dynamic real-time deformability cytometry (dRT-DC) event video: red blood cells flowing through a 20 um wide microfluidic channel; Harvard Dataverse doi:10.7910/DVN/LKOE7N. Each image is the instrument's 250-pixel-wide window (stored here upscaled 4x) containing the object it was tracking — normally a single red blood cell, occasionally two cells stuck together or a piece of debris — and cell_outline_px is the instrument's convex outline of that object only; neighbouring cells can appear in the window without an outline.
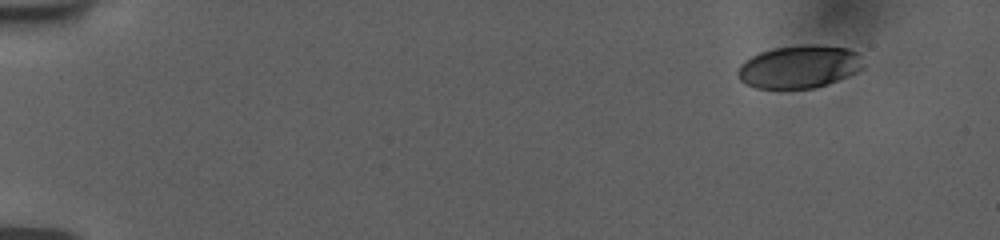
{"species": "human", "species_latin": "Homo sapiens", "temperature_condition": "room temperature", "stored_images_in_passage": 34, "camera_frame_rate_fps": 3000, "um_per_image_px": 0.085, "donor": {"sex": "female"}, "frame": {"image": 1, "passage_image": 1, "time_ms": 0.0, "image_size_px": [1000, 240], "cell_outline_px": [[864, 68], [848, 76], [828, 84], [812, 88], [756, 88], [740, 80], [736, 76], [736, 72], [740, 64], [744, 60], [760, 52], [772, 48], [844, 48], [856, 52]], "centroid_in_image_um": [67.85, 5.74], "position_along_channel_um": 17.1, "area_um2": 30.06}}
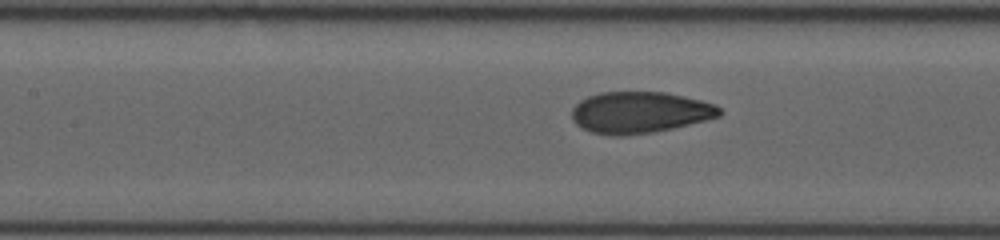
{"frame": {"image": 2, "passage_image": 19, "time_ms": 7.333, "image_size_px": [1000, 240], "cell_outline_px": [[724, 112], [720, 116], [672, 128], [652, 132], [620, 136], [612, 136], [592, 132], [576, 124], [572, 120], [572, 108], [580, 100], [588, 96], [600, 92], [664, 92], [684, 96], [716, 104]], "centroid_in_image_um": [54.37, 9.55], "position_along_channel_um": 153.0, "area_um2": 35.6}}
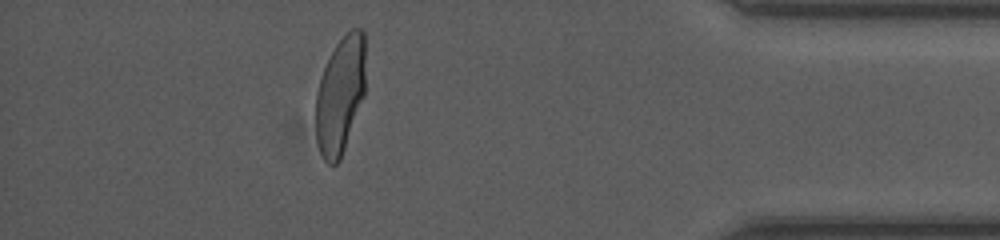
{"frame": {"image": 3, "passage_image": 30, "time_ms": 15.0, "image_size_px": [1000, 240], "cell_outline_px": [[364, 96], [340, 160], [336, 164], [328, 164], [324, 160], [320, 152], [316, 140], [316, 92], [324, 68], [336, 44], [352, 28], [360, 28], [364, 32]], "centroid_in_image_um": [28.91, 8.11], "position_along_channel_um": 406.3, "area_um2": 33.64}, "authors_computed_cell_mechanics": {"area_um2": 34.7667, "velocity_mm_per_s": 3.7822, "shape_relaxation_time_tau1_ms": 4.6387, "shape_relaxation_time_tau2_ms": null, "deformation_change_tau1": 0.1934, "deformation_change_tau2": null}}